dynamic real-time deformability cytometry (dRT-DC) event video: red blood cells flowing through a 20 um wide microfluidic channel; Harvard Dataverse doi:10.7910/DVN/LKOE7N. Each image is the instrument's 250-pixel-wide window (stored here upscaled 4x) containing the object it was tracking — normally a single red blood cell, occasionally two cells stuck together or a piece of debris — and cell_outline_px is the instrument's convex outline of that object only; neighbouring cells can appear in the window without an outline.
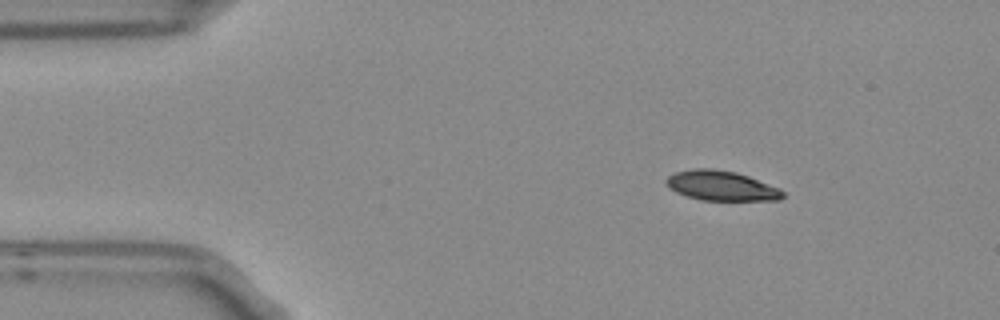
{"species": "Egyptian fruit bat (a non-hibernating species)", "species_latin": "Rousettus aegyptiacus", "temperature_condition": "room temperature", "stored_images_in_passage": 4, "camera_frame_rate_fps": 3000, "um_per_image_px": 0.085, "frame": {"image": 1, "passage_image": 2, "time_ms": 0.333, "image_size_px": [1000, 320], "cell_outline_px": [[784, 196], [780, 200], [700, 200], [676, 192], [668, 188], [664, 184], [664, 180], [668, 176], [676, 172], [692, 168], [712, 168], [736, 172], [748, 176], [780, 188], [784, 192]], "centroid_in_image_um": [61.28, 15.78], "position_along_channel_um": 23.7, "area_um2": 20.4}}